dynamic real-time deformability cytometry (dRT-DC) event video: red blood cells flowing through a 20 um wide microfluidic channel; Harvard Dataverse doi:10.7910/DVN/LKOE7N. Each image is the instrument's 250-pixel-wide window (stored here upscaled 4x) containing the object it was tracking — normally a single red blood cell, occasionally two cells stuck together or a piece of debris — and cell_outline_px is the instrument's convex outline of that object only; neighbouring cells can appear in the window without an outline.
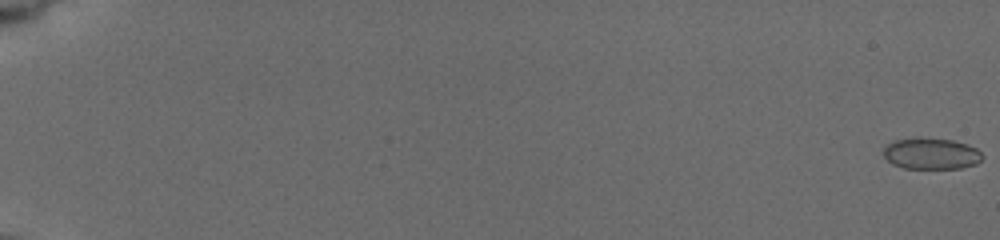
{"species": "common noctule bat (a hibernating species)", "species_latin": "Nyctalus noctula", "temperature_condition": "cold", "stored_images_in_passage": 11, "camera_frame_rate_fps": 3000, "um_per_image_px": 0.085, "animal": {"sex": "female", "body_mass_g": 19.5, "forearm_length_mm": 54.1}, "frame": {"image": 1, "passage_image": 1, "time_ms": 0.0, "image_size_px": [1000, 240], "cell_outline_px": [[984, 156], [976, 164], [960, 168], [904, 168], [892, 164], [884, 156], [884, 148], [892, 140], [916, 136], [920, 136], [952, 140], [968, 144], [976, 148]], "centroid_in_image_um": [79.13, 13.03], "position_along_channel_um": 5.9, "area_um2": 18.32}}
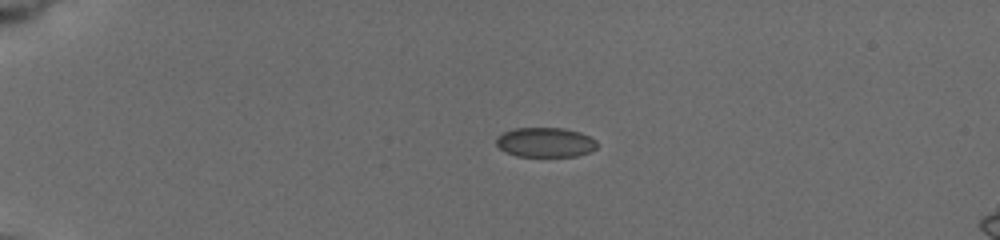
{"frame": {"image": 2, "passage_image": 7, "time_ms": 5.0, "image_size_px": [1000, 240], "cell_outline_px": [[596, 148], [588, 152], [576, 156], [516, 156], [500, 148], [496, 144], [496, 136], [512, 128], [564, 128], [580, 132], [596, 140]], "centroid_in_image_um": [46.33, 12.09], "position_along_channel_um": 38.7, "area_um2": 17.34}}
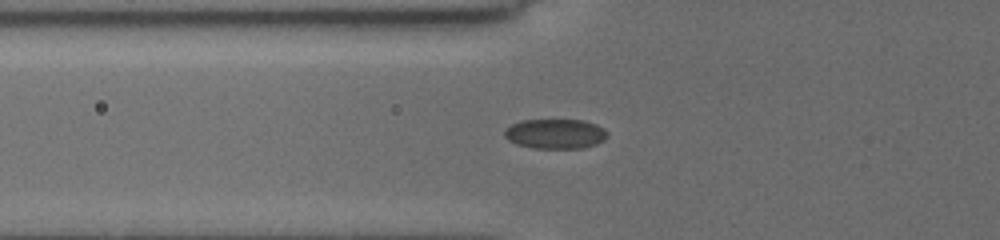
{"frame": {"image": 3, "passage_image": 11, "time_ms": 7.667, "image_size_px": [1000, 240], "cell_outline_px": [[608, 136], [604, 140], [596, 144], [584, 148], [532, 148], [516, 144], [508, 140], [504, 136], [504, 128], [520, 120], [584, 120], [596, 124], [604, 128], [608, 132]], "centroid_in_image_um": [47.2, 11.37], "position_along_channel_um": 78.6, "area_um2": 18.09}}